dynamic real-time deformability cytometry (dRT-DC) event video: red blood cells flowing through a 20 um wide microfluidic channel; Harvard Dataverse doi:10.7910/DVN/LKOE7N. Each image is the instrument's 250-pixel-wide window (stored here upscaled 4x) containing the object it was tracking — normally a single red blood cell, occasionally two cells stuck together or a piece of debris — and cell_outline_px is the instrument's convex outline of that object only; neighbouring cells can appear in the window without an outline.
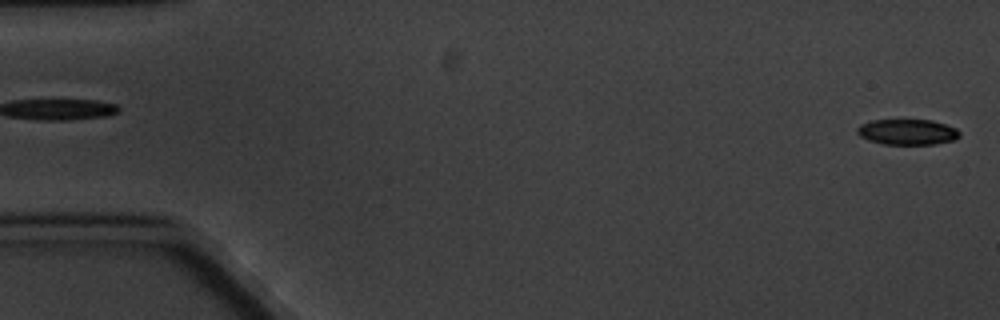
{"species": "common noctule bat (a hibernating species)", "species_latin": "Nyctalus noctula", "temperature_condition": "cold", "stored_images_in_passage": 6, "segment_of_instrument_passage": [2, 2], "camera_frame_rate_fps": 3000, "um_per_image_px": 0.085, "animal": {"sex": "male", "body_mass_g": 20.1, "forearm_length_mm": 53.5}, "frame": {"image": 1, "passage_image": 6, "time_ms": 5.667, "image_size_px": [1000, 320], "cell_outline_px": [[960, 136], [952, 140], [936, 144], [884, 144], [868, 140], [860, 136], [856, 132], [856, 128], [860, 124], [872, 120], [932, 120], [956, 128], [960, 132]], "centroid_in_image_um": [77.1, 11.21], "position_along_channel_um": 7.9, "area_um2": 15.26}}